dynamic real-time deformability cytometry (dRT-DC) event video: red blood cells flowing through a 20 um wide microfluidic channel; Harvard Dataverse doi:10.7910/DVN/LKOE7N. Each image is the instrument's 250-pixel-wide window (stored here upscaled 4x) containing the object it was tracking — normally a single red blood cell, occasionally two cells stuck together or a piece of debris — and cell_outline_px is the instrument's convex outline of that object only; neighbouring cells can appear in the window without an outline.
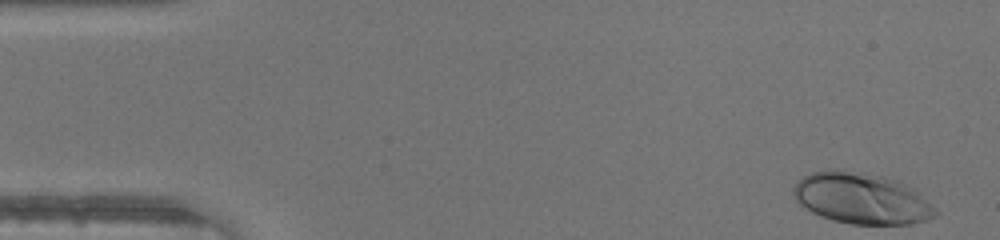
{"species": "human", "species_latin": "Homo sapiens", "temperature_condition": "warm", "stored_images_in_passage": 45, "camera_frame_rate_fps": 3000, "um_per_image_px": 0.085, "donor": {"sex": "male"}, "frame": {"image": 1, "passage_image": 1, "time_ms": 0.0, "image_size_px": [1000, 240], "cell_outline_px": [[940, 212], [936, 216], [928, 220], [912, 224], [852, 224], [832, 220], [820, 216], [812, 212], [800, 204], [796, 200], [792, 192], [792, 188], [796, 180], [812, 172], [828, 168], [836, 168], [884, 176], [896, 180], [916, 188]], "centroid_in_image_um": [73.25, 16.85], "position_along_channel_um": 11.7, "area_um2": 43.06}}
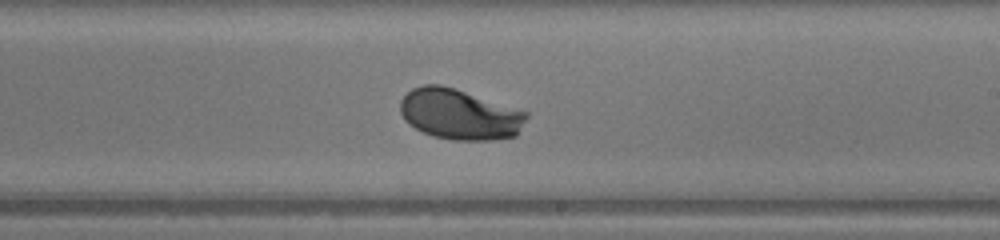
{"frame": {"image": 2, "passage_image": 26, "time_ms": 8.333, "image_size_px": [1000, 240], "cell_outline_px": [[528, 116], [516, 136], [492, 140], [452, 140], [432, 136], [408, 124], [404, 120], [400, 112], [400, 100], [412, 88], [424, 84], [440, 84], [528, 112]], "centroid_in_image_um": [39.04, 9.73], "position_along_channel_um": 250.0, "area_um2": 37.05}}
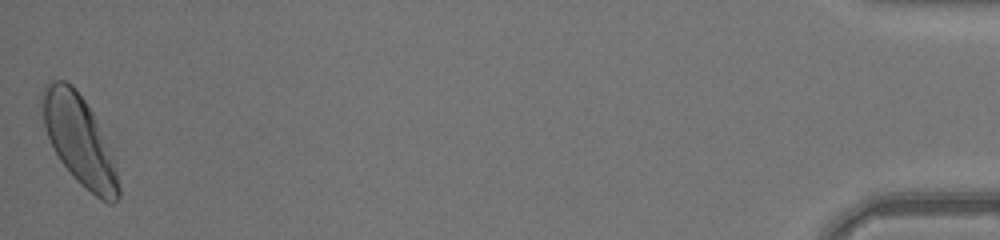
{"frame": {"image": 3, "passage_image": 45, "time_ms": 14.667, "image_size_px": [1000, 240], "cell_outline_px": [[120, 196], [112, 204], [108, 204], [100, 200], [80, 184], [72, 176], [60, 160], [48, 136], [44, 124], [40, 104], [40, 96], [44, 88], [52, 80], [64, 80], [72, 84], [84, 100], [92, 112], [112, 148], [120, 188]], "centroid_in_image_um": [6.77, 11.93], "position_along_channel_um": 428.4, "area_um2": 39.94}}